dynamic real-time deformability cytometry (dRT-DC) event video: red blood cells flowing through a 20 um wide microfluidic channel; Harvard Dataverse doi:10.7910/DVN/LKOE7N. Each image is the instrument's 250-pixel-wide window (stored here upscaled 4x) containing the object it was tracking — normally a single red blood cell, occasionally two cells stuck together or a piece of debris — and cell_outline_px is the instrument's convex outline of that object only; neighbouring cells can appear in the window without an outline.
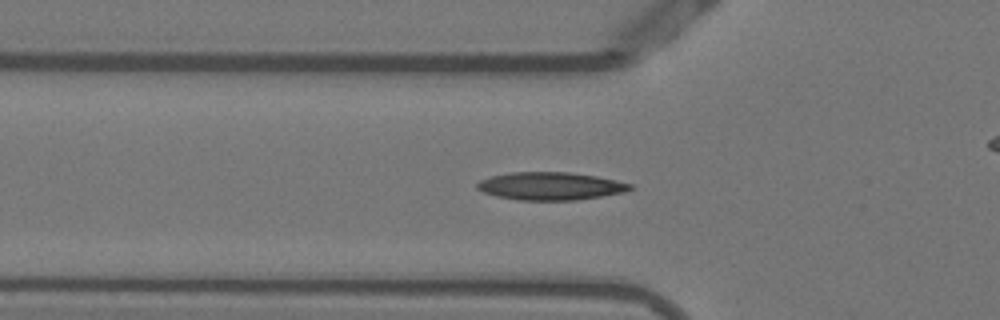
{"species": "Egyptian fruit bat (a non-hibernating species)", "species_latin": "Rousettus aegyptiacus", "temperature_condition": "warm", "stored_images_in_passage": 37, "camera_frame_rate_fps": 3000, "um_per_image_px": 0.085, "animal": {"sex": "female"}, "frame": {"image": 1, "passage_image": 7, "time_ms": 2.0, "image_size_px": [1000, 320], "cell_outline_px": [[632, 188], [624, 192], [576, 200], [516, 200], [496, 196], [484, 192], [476, 188], [476, 184], [480, 180], [492, 176], [512, 172], [568, 172], [596, 176], [616, 180], [632, 184]], "centroid_in_image_um": [46.77, 15.81], "position_along_channel_um": 79.0, "area_um2": 24.68}}
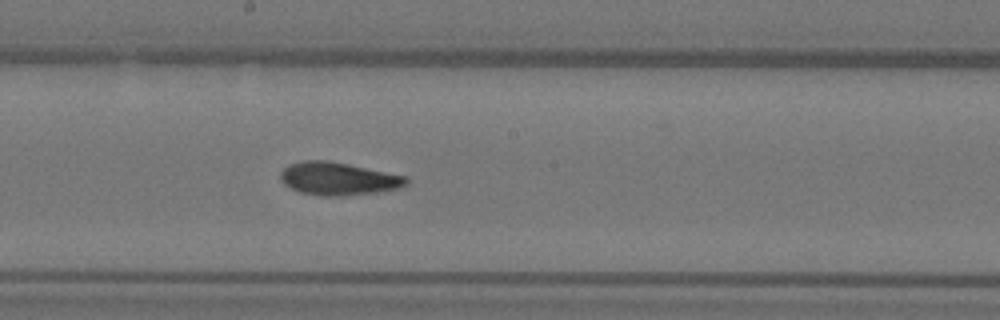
{"frame": {"image": 2, "passage_image": 18, "time_ms": 5.667, "image_size_px": [1000, 320], "cell_outline_px": [[408, 184], [400, 188], [376, 192], [344, 196], [320, 196], [300, 192], [284, 184], [280, 180], [280, 172], [288, 164], [304, 160], [324, 160], [348, 164], [408, 176]], "centroid_in_image_um": [28.75, 15.19], "position_along_channel_um": 219.4, "area_um2": 24.22}}
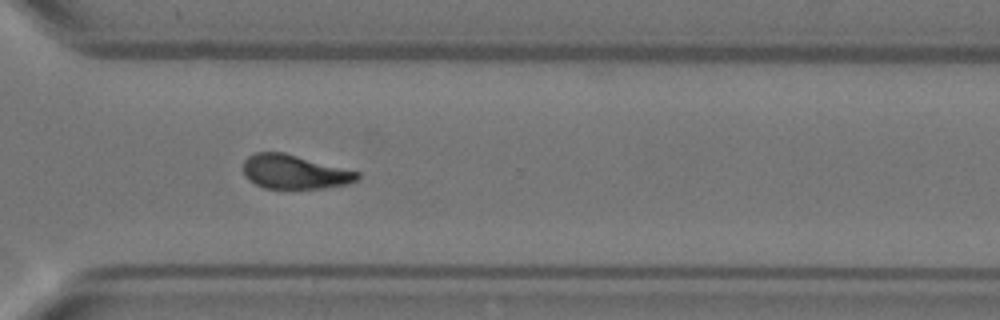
{"frame": {"image": 3, "passage_image": 28, "time_ms": 9.0, "image_size_px": [1000, 320], "cell_outline_px": [[360, 180], [348, 184], [324, 188], [264, 188], [248, 180], [244, 176], [244, 160], [248, 156], [256, 152], [284, 152], [360, 172]], "centroid_in_image_um": [25.05, 14.61], "position_along_channel_um": 345.5, "area_um2": 22.77}, "authors_computed_cell_mechanics": {"area_um2": 23.6402, "velocity_mm_per_s": 3.798, "shape_relaxation_time_tau1_ms": 6.6015, "shape_relaxation_time_tau2_ms": 2.3551, "deformation_change_tau1": 0.1872, "deformation_change_tau2": 0.0755}}